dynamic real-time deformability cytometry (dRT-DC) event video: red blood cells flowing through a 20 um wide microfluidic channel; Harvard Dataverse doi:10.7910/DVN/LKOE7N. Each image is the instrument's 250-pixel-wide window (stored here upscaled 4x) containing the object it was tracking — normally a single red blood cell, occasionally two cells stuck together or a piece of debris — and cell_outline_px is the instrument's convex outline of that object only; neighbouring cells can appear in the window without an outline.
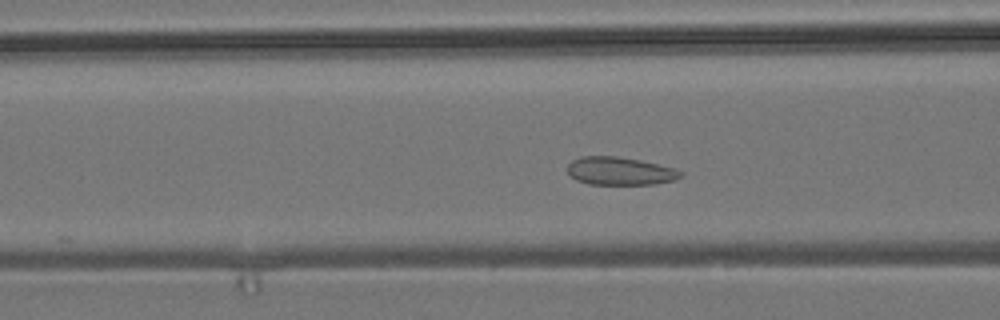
{"species": "common noctule bat (a hibernating species)", "species_latin": "Nyctalus noctula", "temperature_condition": "room temperature", "stored_images_in_passage": 56, "camera_frame_rate_fps": 3000, "um_per_image_px": 0.085, "animal": {"sex": "male", "body_mass_g": 19.2, "forearm_length_mm": 51.8}, "frame": {"image": 1, "passage_image": 22, "time_ms": 7.0, "image_size_px": [1000, 320], "cell_outline_px": [[684, 176], [676, 180], [656, 184], [588, 184], [576, 180], [568, 172], [568, 164], [572, 160], [580, 156], [616, 156], [640, 160], [676, 168], [684, 172]], "centroid_in_image_um": [52.75, 14.54], "position_along_channel_um": 113.9, "area_um2": 18.67}}
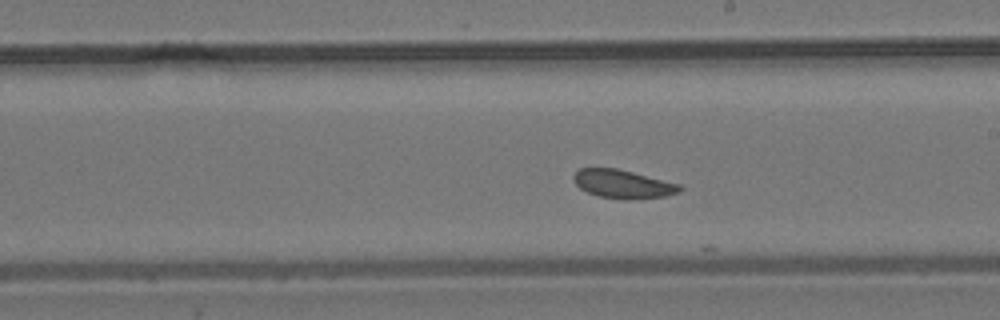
{"frame": {"image": 2, "passage_image": 32, "time_ms": 10.333, "image_size_px": [1000, 320], "cell_outline_px": [[684, 188], [680, 192], [664, 196], [628, 200], [624, 200], [600, 196], [588, 192], [580, 188], [576, 184], [572, 176], [580, 168], [616, 168], [680, 184]], "centroid_in_image_um": [52.96, 15.65], "position_along_channel_um": 236.0, "area_um2": 17.51}}
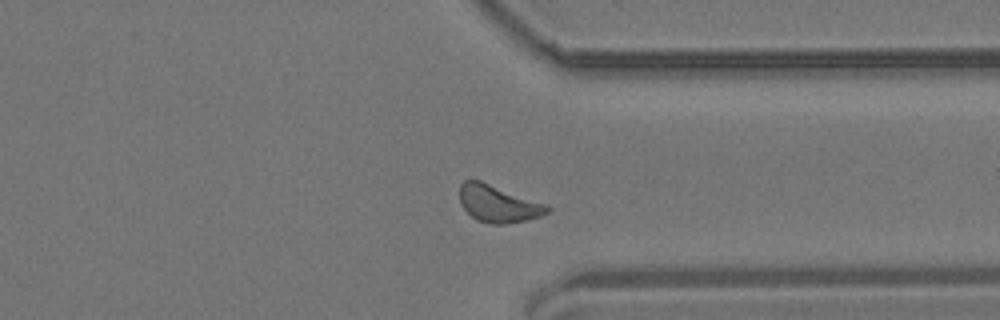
{"frame": {"image": 3, "passage_image": 43, "time_ms": 14.0, "image_size_px": [1000, 320], "cell_outline_px": [[552, 208], [548, 212], [540, 216], [524, 220], [504, 224], [492, 224], [476, 220], [460, 204], [460, 184], [464, 180], [480, 180], [548, 204]], "centroid_in_image_um": [42.36, 17.3], "position_along_channel_um": 369.0, "area_um2": 18.96}}